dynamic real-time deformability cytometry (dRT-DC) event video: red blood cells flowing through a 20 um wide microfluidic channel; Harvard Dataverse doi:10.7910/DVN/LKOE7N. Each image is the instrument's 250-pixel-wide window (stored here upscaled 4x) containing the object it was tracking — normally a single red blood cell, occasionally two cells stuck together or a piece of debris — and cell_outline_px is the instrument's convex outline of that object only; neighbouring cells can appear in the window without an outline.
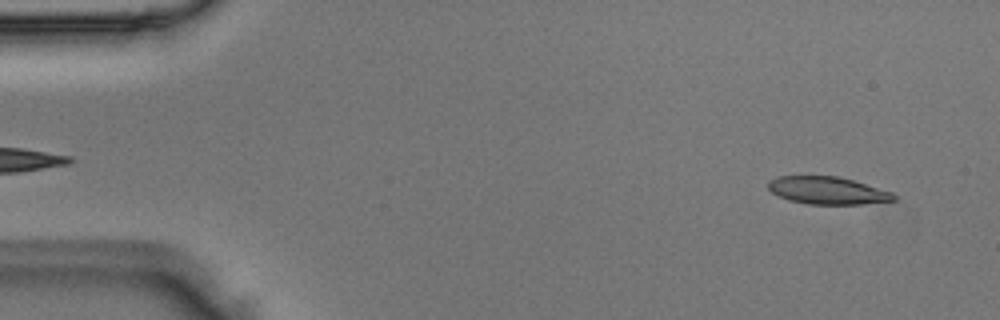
{"species": "Egyptian fruit bat (a non-hibernating species)", "species_latin": "Rousettus aegyptiacus", "temperature_condition": "room temperature", "stored_images_in_passage": 5, "camera_frame_rate_fps": 3000, "um_per_image_px": 0.085, "animal": {"sex": "male"}, "frame": {"image": 1, "passage_image": 1, "time_ms": 0.0, "image_size_px": [1000, 320], "cell_outline_px": [[896, 200], [860, 204], [808, 204], [788, 200], [772, 192], [768, 188], [768, 180], [780, 176], [836, 176], [852, 180], [892, 192], [896, 196]], "centroid_in_image_um": [70.32, 16.19], "position_along_channel_um": 14.7, "area_um2": 19.94}}